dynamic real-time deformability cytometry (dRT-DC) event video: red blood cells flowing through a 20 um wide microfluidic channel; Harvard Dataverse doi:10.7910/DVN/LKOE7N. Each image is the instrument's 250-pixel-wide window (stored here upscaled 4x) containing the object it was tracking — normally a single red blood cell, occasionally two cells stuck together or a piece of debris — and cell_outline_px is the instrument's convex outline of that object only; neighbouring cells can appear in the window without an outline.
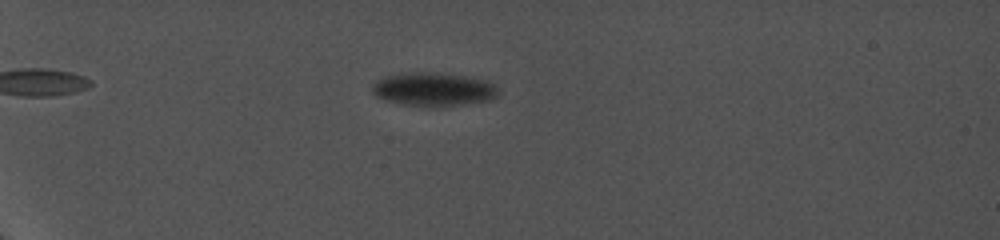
{"species": "common noctule bat (a hibernating species)", "species_latin": "Nyctalus noctula", "temperature_condition": "cold", "stored_images_in_passage": 47, "camera_frame_rate_fps": 5000, "um_per_image_px": 0.085, "animal": {"sex": "female", "body_mass_g": 19.0, "forearm_length_mm": 56.7}, "frame": {"image": 1, "passage_image": 6, "time_ms": 1.6, "image_size_px": [1000, 240], "cell_outline_px": [[500, 92], [496, 96], [488, 100], [460, 104], [404, 104], [384, 100], [376, 96], [372, 92], [372, 84], [376, 80], [384, 76], [408, 72], [424, 72], [464, 76], [488, 80], [496, 84]], "centroid_in_image_um": [36.83, 7.55], "position_along_channel_um": 48.2, "area_um2": 23.99}}
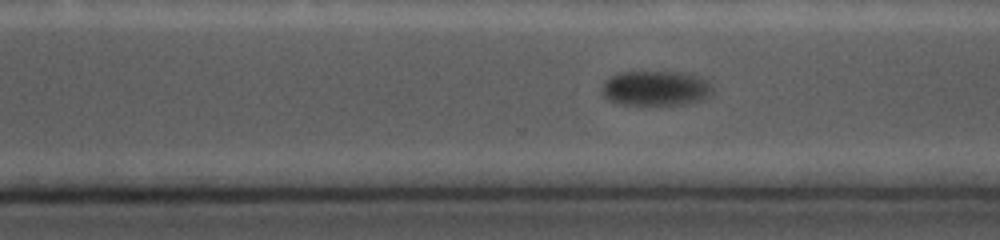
{"frame": {"image": 2, "passage_image": 36, "time_ms": 10.6, "image_size_px": [1000, 240], "cell_outline_px": [[712, 92], [708, 96], [700, 100], [684, 104], [616, 104], [608, 100], [604, 96], [600, 88], [604, 80], [620, 72], [676, 72], [696, 76], [708, 80], [712, 84]], "centroid_in_image_um": [55.69, 7.5], "position_along_channel_um": 314.9, "area_um2": 22.48}}
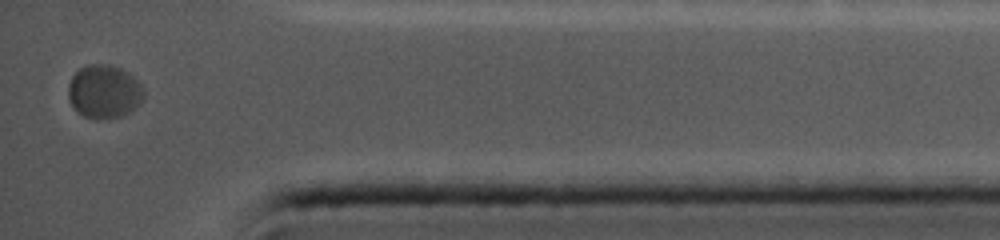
{"frame": {"image": 3, "passage_image": 47, "time_ms": 13.8, "image_size_px": [1000, 240], "cell_outline_px": [[144, 96], [124, 116], [96, 120], [84, 116], [72, 104], [68, 96], [68, 84], [72, 76], [80, 68], [88, 64], [112, 64], [128, 72], [144, 88]], "centroid_in_image_um": [8.84, 7.77], "position_along_channel_um": 426.4, "area_um2": 23.35}, "authors_computed_cell_mechanics": {"area_um2": 24.4494, "velocity_mm_per_s": 3.6458, "shape_relaxation_time_tau1_ms": 0.5296, "shape_relaxation_time_tau2_ms": null, "deformation_change_tau1": 0.0243, "deformation_change_tau2": null}}